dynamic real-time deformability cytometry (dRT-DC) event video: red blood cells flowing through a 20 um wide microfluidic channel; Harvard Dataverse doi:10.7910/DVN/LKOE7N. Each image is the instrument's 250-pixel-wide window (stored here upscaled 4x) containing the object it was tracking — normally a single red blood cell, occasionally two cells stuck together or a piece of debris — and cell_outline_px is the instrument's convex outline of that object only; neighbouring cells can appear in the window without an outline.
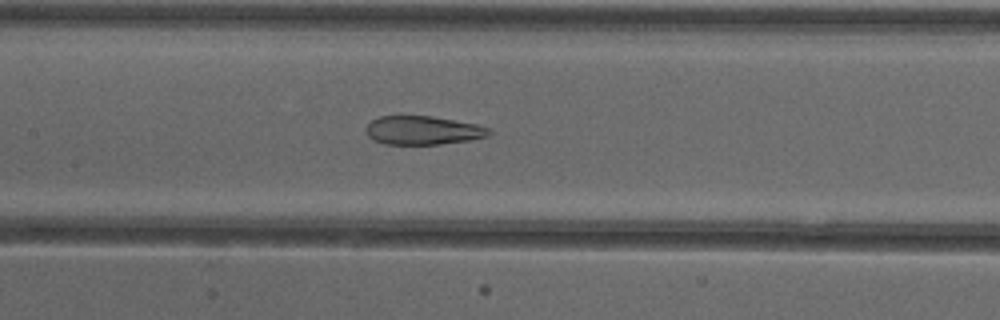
{"species": "common noctule bat (a hibernating species)", "species_latin": "Nyctalus noctula", "temperature_condition": "cold", "stored_images_in_passage": 52, "camera_frame_rate_fps": 3000, "um_per_image_px": 0.085, "animal": {"sex": "female"}, "frame": {"image": 1, "passage_image": 25, "time_ms": 8.0, "image_size_px": [1000, 320], "cell_outline_px": [[492, 132], [488, 136], [468, 140], [440, 144], [384, 144], [372, 140], [368, 136], [364, 128], [372, 120], [380, 116], [432, 116], [476, 124], [492, 128]], "centroid_in_image_um": [35.94, 11.08], "position_along_channel_um": 171.5, "area_um2": 20.63}}
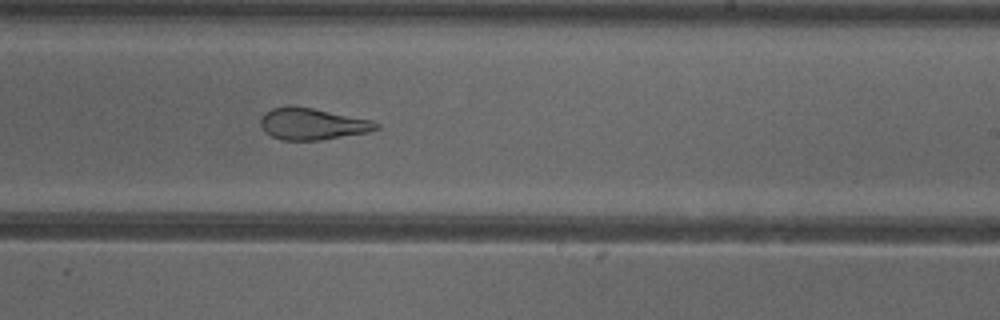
{"frame": {"image": 2, "passage_image": 32, "time_ms": 10.333, "image_size_px": [1000, 320], "cell_outline_px": [[380, 128], [368, 132], [320, 140], [280, 140], [272, 136], [260, 124], [260, 120], [264, 112], [272, 108], [288, 104], [312, 108], [372, 120], [380, 124]], "centroid_in_image_um": [26.54, 10.52], "position_along_channel_um": 262.5, "area_um2": 21.33}}
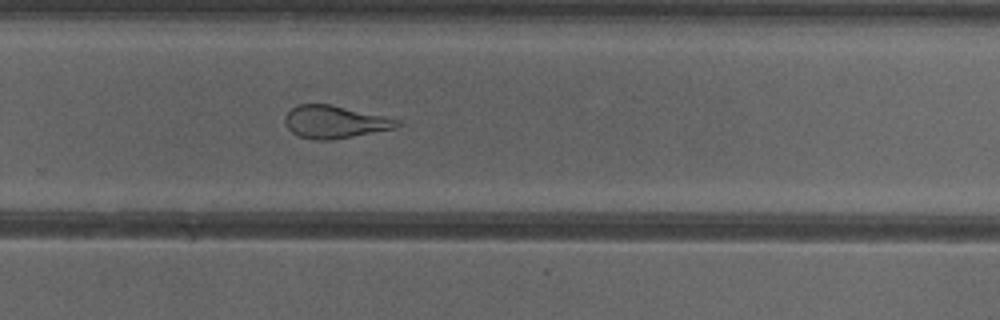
{"frame": {"image": 3, "passage_image": 35, "time_ms": 11.333, "image_size_px": [1000, 320], "cell_outline_px": [[404, 124], [396, 128], [332, 140], [316, 140], [300, 136], [292, 132], [284, 124], [284, 116], [292, 108], [300, 104], [332, 104], [384, 116], [400, 120]], "centroid_in_image_um": [28.47, 10.36], "position_along_channel_um": 301.3, "area_um2": 21.39}, "authors_computed_cell_mechanics": {"area_um2": 25.9811, "velocity_mm_per_s": 3.9236, "shape_relaxation_time_tau1_ms": null, "shape_relaxation_time_tau2_ms": 1.6706, "deformation_change_tau1": null, "deformation_change_tau2": 0.1016}}